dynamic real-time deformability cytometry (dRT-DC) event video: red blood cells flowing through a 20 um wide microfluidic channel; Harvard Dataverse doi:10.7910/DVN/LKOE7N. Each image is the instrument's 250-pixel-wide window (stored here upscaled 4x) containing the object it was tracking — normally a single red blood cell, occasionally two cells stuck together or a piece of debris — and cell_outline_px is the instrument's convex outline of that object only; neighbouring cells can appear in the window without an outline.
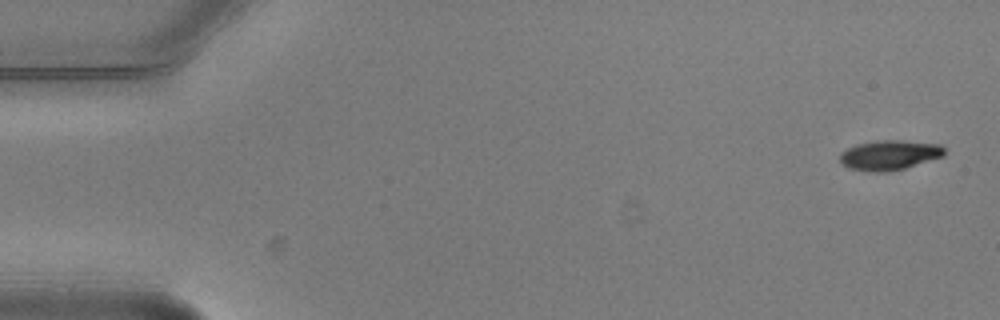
{"species": "common noctule bat (a hibernating species)", "species_latin": "Nyctalus noctula", "temperature_condition": "warm", "stored_images_in_passage": 6, "camera_frame_rate_fps": 3000, "um_per_image_px": 0.085, "animal": {"sex": "male", "body_mass_g": 20.5, "forearm_length_mm": 52.5}, "frame": {"image": 1, "passage_image": 1, "time_ms": 0.0, "image_size_px": [1000, 320], "cell_outline_px": [[944, 156], [904, 168], [888, 172], [868, 172], [848, 168], [840, 164], [840, 152], [856, 144], [884, 140], [900, 140], [940, 144], [944, 148]], "centroid_in_image_um": [75.57, 13.19], "position_along_channel_um": 9.4, "area_um2": 18.21}}
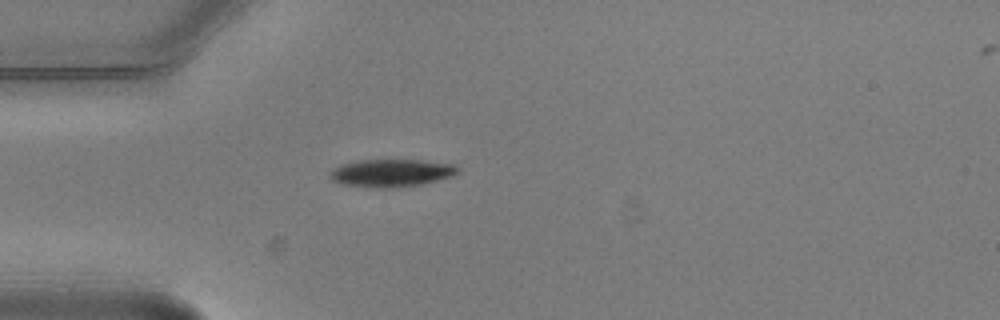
{"frame": {"image": 2, "passage_image": 5, "time_ms": 1.333, "image_size_px": [1000, 320], "cell_outline_px": [[460, 168], [452, 176], [420, 184], [388, 188], [380, 188], [340, 184], [332, 180], [328, 176], [328, 172], [332, 168], [340, 164], [360, 160], [416, 160], [456, 164]], "centroid_in_image_um": [33.19, 14.69], "position_along_channel_um": 51.8, "area_um2": 20.58}}